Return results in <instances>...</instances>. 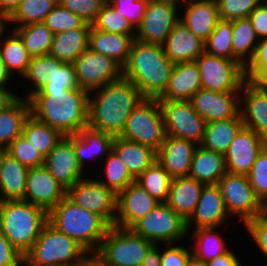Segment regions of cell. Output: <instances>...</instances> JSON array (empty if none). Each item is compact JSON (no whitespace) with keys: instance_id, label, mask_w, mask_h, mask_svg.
<instances>
[{"instance_id":"ac0fdd59","label":"cell","mask_w":267,"mask_h":266,"mask_svg":"<svg viewBox=\"0 0 267 266\" xmlns=\"http://www.w3.org/2000/svg\"><path fill=\"white\" fill-rule=\"evenodd\" d=\"M43 166L66 190L84 178L72 144V135L64 136L56 144L45 156Z\"/></svg>"},{"instance_id":"be15d7a7","label":"cell","mask_w":267,"mask_h":266,"mask_svg":"<svg viewBox=\"0 0 267 266\" xmlns=\"http://www.w3.org/2000/svg\"><path fill=\"white\" fill-rule=\"evenodd\" d=\"M6 86L7 85L0 84V112L7 109L19 98L18 94L9 90Z\"/></svg>"},{"instance_id":"44dd1931","label":"cell","mask_w":267,"mask_h":266,"mask_svg":"<svg viewBox=\"0 0 267 266\" xmlns=\"http://www.w3.org/2000/svg\"><path fill=\"white\" fill-rule=\"evenodd\" d=\"M228 216L230 217L219 186L217 184L205 185L194 212L186 221L188 233L191 231L190 227L192 228L194 223V230L210 227L219 228L223 226L222 224L226 225Z\"/></svg>"},{"instance_id":"ba28073f","label":"cell","mask_w":267,"mask_h":266,"mask_svg":"<svg viewBox=\"0 0 267 266\" xmlns=\"http://www.w3.org/2000/svg\"><path fill=\"white\" fill-rule=\"evenodd\" d=\"M119 137L149 146L157 152L165 138L158 98H144L128 117Z\"/></svg>"},{"instance_id":"f546056e","label":"cell","mask_w":267,"mask_h":266,"mask_svg":"<svg viewBox=\"0 0 267 266\" xmlns=\"http://www.w3.org/2000/svg\"><path fill=\"white\" fill-rule=\"evenodd\" d=\"M90 28L91 25L85 23L81 28L54 34L48 55L73 64L89 48Z\"/></svg>"},{"instance_id":"83f0119b","label":"cell","mask_w":267,"mask_h":266,"mask_svg":"<svg viewBox=\"0 0 267 266\" xmlns=\"http://www.w3.org/2000/svg\"><path fill=\"white\" fill-rule=\"evenodd\" d=\"M29 168L3 153L0 163V201L24 200Z\"/></svg>"},{"instance_id":"7dc6e473","label":"cell","mask_w":267,"mask_h":266,"mask_svg":"<svg viewBox=\"0 0 267 266\" xmlns=\"http://www.w3.org/2000/svg\"><path fill=\"white\" fill-rule=\"evenodd\" d=\"M44 24L53 34L81 28L85 22L73 12L57 3L45 17Z\"/></svg>"},{"instance_id":"6125c7cd","label":"cell","mask_w":267,"mask_h":266,"mask_svg":"<svg viewBox=\"0 0 267 266\" xmlns=\"http://www.w3.org/2000/svg\"><path fill=\"white\" fill-rule=\"evenodd\" d=\"M247 65H267V38L259 40L254 56Z\"/></svg>"},{"instance_id":"52a82bcc","label":"cell","mask_w":267,"mask_h":266,"mask_svg":"<svg viewBox=\"0 0 267 266\" xmlns=\"http://www.w3.org/2000/svg\"><path fill=\"white\" fill-rule=\"evenodd\" d=\"M154 244L131 229L111 226L97 252L92 256L100 266H141Z\"/></svg>"},{"instance_id":"e575fe53","label":"cell","mask_w":267,"mask_h":266,"mask_svg":"<svg viewBox=\"0 0 267 266\" xmlns=\"http://www.w3.org/2000/svg\"><path fill=\"white\" fill-rule=\"evenodd\" d=\"M243 126L241 114L234 118L206 123L202 147L223 155L228 151L236 133Z\"/></svg>"},{"instance_id":"db71d44e","label":"cell","mask_w":267,"mask_h":266,"mask_svg":"<svg viewBox=\"0 0 267 266\" xmlns=\"http://www.w3.org/2000/svg\"><path fill=\"white\" fill-rule=\"evenodd\" d=\"M107 0H58V3L92 25Z\"/></svg>"},{"instance_id":"74e56055","label":"cell","mask_w":267,"mask_h":266,"mask_svg":"<svg viewBox=\"0 0 267 266\" xmlns=\"http://www.w3.org/2000/svg\"><path fill=\"white\" fill-rule=\"evenodd\" d=\"M22 135L44 157L64 137L57 129L37 120L32 115L25 121Z\"/></svg>"},{"instance_id":"b9f144b4","label":"cell","mask_w":267,"mask_h":266,"mask_svg":"<svg viewBox=\"0 0 267 266\" xmlns=\"http://www.w3.org/2000/svg\"><path fill=\"white\" fill-rule=\"evenodd\" d=\"M58 3V0H21L15 10L7 17L15 27L43 22ZM16 23L18 24L16 26Z\"/></svg>"},{"instance_id":"ee69618b","label":"cell","mask_w":267,"mask_h":266,"mask_svg":"<svg viewBox=\"0 0 267 266\" xmlns=\"http://www.w3.org/2000/svg\"><path fill=\"white\" fill-rule=\"evenodd\" d=\"M58 62L59 60L50 55L31 57L27 72L22 78L29 80V84H32L30 89H33L29 90L30 93H26V96L20 95L19 97L29 99L33 94L41 90L44 85L49 83L50 76L48 74H51L53 65H56Z\"/></svg>"},{"instance_id":"4dcf8cb0","label":"cell","mask_w":267,"mask_h":266,"mask_svg":"<svg viewBox=\"0 0 267 266\" xmlns=\"http://www.w3.org/2000/svg\"><path fill=\"white\" fill-rule=\"evenodd\" d=\"M113 136L94 130L90 127L83 128L79 133L72 135V144L81 168H85V160L89 157L95 160L104 158L112 151Z\"/></svg>"},{"instance_id":"a7ac6f4b","label":"cell","mask_w":267,"mask_h":266,"mask_svg":"<svg viewBox=\"0 0 267 266\" xmlns=\"http://www.w3.org/2000/svg\"><path fill=\"white\" fill-rule=\"evenodd\" d=\"M186 266H206V262L197 259L194 255H191Z\"/></svg>"},{"instance_id":"7a4b0ae2","label":"cell","mask_w":267,"mask_h":266,"mask_svg":"<svg viewBox=\"0 0 267 266\" xmlns=\"http://www.w3.org/2000/svg\"><path fill=\"white\" fill-rule=\"evenodd\" d=\"M89 92L81 88L39 90L29 98L31 115L63 136L88 127Z\"/></svg>"},{"instance_id":"753ad0ef","label":"cell","mask_w":267,"mask_h":266,"mask_svg":"<svg viewBox=\"0 0 267 266\" xmlns=\"http://www.w3.org/2000/svg\"><path fill=\"white\" fill-rule=\"evenodd\" d=\"M5 151H6V150L0 148V163H1V160H2L3 153H4Z\"/></svg>"},{"instance_id":"34e18365","label":"cell","mask_w":267,"mask_h":266,"mask_svg":"<svg viewBox=\"0 0 267 266\" xmlns=\"http://www.w3.org/2000/svg\"><path fill=\"white\" fill-rule=\"evenodd\" d=\"M172 1H175L177 3H181L183 0H172ZM181 1V2H180Z\"/></svg>"},{"instance_id":"60d3db41","label":"cell","mask_w":267,"mask_h":266,"mask_svg":"<svg viewBox=\"0 0 267 266\" xmlns=\"http://www.w3.org/2000/svg\"><path fill=\"white\" fill-rule=\"evenodd\" d=\"M171 180L169 173L158 162H154L135 179V182L158 202L166 203Z\"/></svg>"},{"instance_id":"1f68e13d","label":"cell","mask_w":267,"mask_h":266,"mask_svg":"<svg viewBox=\"0 0 267 266\" xmlns=\"http://www.w3.org/2000/svg\"><path fill=\"white\" fill-rule=\"evenodd\" d=\"M112 150L135 179L156 162V151L151 147L121 137L114 138Z\"/></svg>"},{"instance_id":"9c48e42d","label":"cell","mask_w":267,"mask_h":266,"mask_svg":"<svg viewBox=\"0 0 267 266\" xmlns=\"http://www.w3.org/2000/svg\"><path fill=\"white\" fill-rule=\"evenodd\" d=\"M130 229L154 245L182 242L188 234L186 221L166 203L156 205Z\"/></svg>"},{"instance_id":"8fae6325","label":"cell","mask_w":267,"mask_h":266,"mask_svg":"<svg viewBox=\"0 0 267 266\" xmlns=\"http://www.w3.org/2000/svg\"><path fill=\"white\" fill-rule=\"evenodd\" d=\"M228 214H236L245 224L248 220L261 216L262 202L250 185L248 176L227 172L217 183Z\"/></svg>"},{"instance_id":"ffe728a7","label":"cell","mask_w":267,"mask_h":266,"mask_svg":"<svg viewBox=\"0 0 267 266\" xmlns=\"http://www.w3.org/2000/svg\"><path fill=\"white\" fill-rule=\"evenodd\" d=\"M66 193L67 190L44 166L29 169L24 201L49 212L66 196Z\"/></svg>"},{"instance_id":"836d02e7","label":"cell","mask_w":267,"mask_h":266,"mask_svg":"<svg viewBox=\"0 0 267 266\" xmlns=\"http://www.w3.org/2000/svg\"><path fill=\"white\" fill-rule=\"evenodd\" d=\"M31 115L29 99L19 97L7 109L0 112V148L7 147L22 134L25 121Z\"/></svg>"},{"instance_id":"5bb4252c","label":"cell","mask_w":267,"mask_h":266,"mask_svg":"<svg viewBox=\"0 0 267 266\" xmlns=\"http://www.w3.org/2000/svg\"><path fill=\"white\" fill-rule=\"evenodd\" d=\"M79 88L91 92L123 78V67L87 48L73 63Z\"/></svg>"},{"instance_id":"6da1fadb","label":"cell","mask_w":267,"mask_h":266,"mask_svg":"<svg viewBox=\"0 0 267 266\" xmlns=\"http://www.w3.org/2000/svg\"><path fill=\"white\" fill-rule=\"evenodd\" d=\"M144 98L141 91L124 78L89 92L88 127L119 137L128 117Z\"/></svg>"},{"instance_id":"003e7915","label":"cell","mask_w":267,"mask_h":266,"mask_svg":"<svg viewBox=\"0 0 267 266\" xmlns=\"http://www.w3.org/2000/svg\"><path fill=\"white\" fill-rule=\"evenodd\" d=\"M10 80L12 81L11 76L6 69V66L0 60V84L7 85V83H10Z\"/></svg>"},{"instance_id":"30bf717a","label":"cell","mask_w":267,"mask_h":266,"mask_svg":"<svg viewBox=\"0 0 267 266\" xmlns=\"http://www.w3.org/2000/svg\"><path fill=\"white\" fill-rule=\"evenodd\" d=\"M195 62L203 89L239 92L246 81L245 67L238 60L218 57L204 51Z\"/></svg>"},{"instance_id":"d4e9b609","label":"cell","mask_w":267,"mask_h":266,"mask_svg":"<svg viewBox=\"0 0 267 266\" xmlns=\"http://www.w3.org/2000/svg\"><path fill=\"white\" fill-rule=\"evenodd\" d=\"M162 46L166 57L174 64L195 61L205 51V42L181 20L174 25Z\"/></svg>"},{"instance_id":"94428289","label":"cell","mask_w":267,"mask_h":266,"mask_svg":"<svg viewBox=\"0 0 267 266\" xmlns=\"http://www.w3.org/2000/svg\"><path fill=\"white\" fill-rule=\"evenodd\" d=\"M240 258L236 256L230 248L222 255L216 256L214 259L206 262V266H242Z\"/></svg>"},{"instance_id":"e0dca14e","label":"cell","mask_w":267,"mask_h":266,"mask_svg":"<svg viewBox=\"0 0 267 266\" xmlns=\"http://www.w3.org/2000/svg\"><path fill=\"white\" fill-rule=\"evenodd\" d=\"M239 92H219L201 88L189 100L206 123L234 118L240 113Z\"/></svg>"},{"instance_id":"8c879c8a","label":"cell","mask_w":267,"mask_h":266,"mask_svg":"<svg viewBox=\"0 0 267 266\" xmlns=\"http://www.w3.org/2000/svg\"><path fill=\"white\" fill-rule=\"evenodd\" d=\"M84 266H100V265L91 258Z\"/></svg>"},{"instance_id":"603a6c76","label":"cell","mask_w":267,"mask_h":266,"mask_svg":"<svg viewBox=\"0 0 267 266\" xmlns=\"http://www.w3.org/2000/svg\"><path fill=\"white\" fill-rule=\"evenodd\" d=\"M240 94L242 103H240V114L243 126L255 131L267 141V89L260 88L246 80L241 87Z\"/></svg>"},{"instance_id":"e7e4bbea","label":"cell","mask_w":267,"mask_h":266,"mask_svg":"<svg viewBox=\"0 0 267 266\" xmlns=\"http://www.w3.org/2000/svg\"><path fill=\"white\" fill-rule=\"evenodd\" d=\"M158 245H153L146 253L141 266H161V248Z\"/></svg>"},{"instance_id":"89a4df30","label":"cell","mask_w":267,"mask_h":266,"mask_svg":"<svg viewBox=\"0 0 267 266\" xmlns=\"http://www.w3.org/2000/svg\"><path fill=\"white\" fill-rule=\"evenodd\" d=\"M6 23L9 24V22H8V18H7L6 16L0 15V43H1V40H2L1 37L4 36V35H2V34H3V32H5V29H7V28L5 27Z\"/></svg>"},{"instance_id":"d6a6232c","label":"cell","mask_w":267,"mask_h":266,"mask_svg":"<svg viewBox=\"0 0 267 266\" xmlns=\"http://www.w3.org/2000/svg\"><path fill=\"white\" fill-rule=\"evenodd\" d=\"M226 173L225 155L208 150L201 145L196 147L189 177L209 185L217 184Z\"/></svg>"},{"instance_id":"f5cc1de1","label":"cell","mask_w":267,"mask_h":266,"mask_svg":"<svg viewBox=\"0 0 267 266\" xmlns=\"http://www.w3.org/2000/svg\"><path fill=\"white\" fill-rule=\"evenodd\" d=\"M117 14L124 17L136 30L145 15L147 1L145 0H107Z\"/></svg>"},{"instance_id":"4fadbf2b","label":"cell","mask_w":267,"mask_h":266,"mask_svg":"<svg viewBox=\"0 0 267 266\" xmlns=\"http://www.w3.org/2000/svg\"><path fill=\"white\" fill-rule=\"evenodd\" d=\"M178 5L180 3L172 0L149 1L144 18L135 30V39L147 44L163 45L174 25L180 20L177 15Z\"/></svg>"},{"instance_id":"bcb514c9","label":"cell","mask_w":267,"mask_h":266,"mask_svg":"<svg viewBox=\"0 0 267 266\" xmlns=\"http://www.w3.org/2000/svg\"><path fill=\"white\" fill-rule=\"evenodd\" d=\"M92 25L96 29L109 33L135 35V29L128 20L117 14L114 8L107 2L102 6L96 21Z\"/></svg>"},{"instance_id":"f1b7e54d","label":"cell","mask_w":267,"mask_h":266,"mask_svg":"<svg viewBox=\"0 0 267 266\" xmlns=\"http://www.w3.org/2000/svg\"><path fill=\"white\" fill-rule=\"evenodd\" d=\"M134 39L135 35L109 33L96 29L91 25L89 48L101 55L108 56L124 67L128 61L131 44Z\"/></svg>"},{"instance_id":"f6af8a7d","label":"cell","mask_w":267,"mask_h":266,"mask_svg":"<svg viewBox=\"0 0 267 266\" xmlns=\"http://www.w3.org/2000/svg\"><path fill=\"white\" fill-rule=\"evenodd\" d=\"M232 33V21L220 19L205 41V52L233 60Z\"/></svg>"},{"instance_id":"03108f58","label":"cell","mask_w":267,"mask_h":266,"mask_svg":"<svg viewBox=\"0 0 267 266\" xmlns=\"http://www.w3.org/2000/svg\"><path fill=\"white\" fill-rule=\"evenodd\" d=\"M21 0H0V15L8 17Z\"/></svg>"},{"instance_id":"680465c9","label":"cell","mask_w":267,"mask_h":266,"mask_svg":"<svg viewBox=\"0 0 267 266\" xmlns=\"http://www.w3.org/2000/svg\"><path fill=\"white\" fill-rule=\"evenodd\" d=\"M248 18L258 39L267 38V1L264 0Z\"/></svg>"},{"instance_id":"681fc988","label":"cell","mask_w":267,"mask_h":266,"mask_svg":"<svg viewBox=\"0 0 267 266\" xmlns=\"http://www.w3.org/2000/svg\"><path fill=\"white\" fill-rule=\"evenodd\" d=\"M264 0H216L221 20L248 18Z\"/></svg>"},{"instance_id":"6f0895ef","label":"cell","mask_w":267,"mask_h":266,"mask_svg":"<svg viewBox=\"0 0 267 266\" xmlns=\"http://www.w3.org/2000/svg\"><path fill=\"white\" fill-rule=\"evenodd\" d=\"M22 256L0 230V266H23Z\"/></svg>"},{"instance_id":"5b68a950","label":"cell","mask_w":267,"mask_h":266,"mask_svg":"<svg viewBox=\"0 0 267 266\" xmlns=\"http://www.w3.org/2000/svg\"><path fill=\"white\" fill-rule=\"evenodd\" d=\"M47 222L48 212L39 206L24 200L0 201V230L22 256Z\"/></svg>"},{"instance_id":"7c38bea8","label":"cell","mask_w":267,"mask_h":266,"mask_svg":"<svg viewBox=\"0 0 267 266\" xmlns=\"http://www.w3.org/2000/svg\"><path fill=\"white\" fill-rule=\"evenodd\" d=\"M165 135L202 143L206 121L199 116L190 101L159 100Z\"/></svg>"},{"instance_id":"9f6ffc18","label":"cell","mask_w":267,"mask_h":266,"mask_svg":"<svg viewBox=\"0 0 267 266\" xmlns=\"http://www.w3.org/2000/svg\"><path fill=\"white\" fill-rule=\"evenodd\" d=\"M244 228L250 233L260 251L267 257V221L261 216L248 220Z\"/></svg>"},{"instance_id":"ab89813d","label":"cell","mask_w":267,"mask_h":266,"mask_svg":"<svg viewBox=\"0 0 267 266\" xmlns=\"http://www.w3.org/2000/svg\"><path fill=\"white\" fill-rule=\"evenodd\" d=\"M215 230L218 229L210 227L193 230L191 237H193L192 240H194L195 245L189 249L192 250V255L197 259L208 262L229 250L224 238H222L223 236Z\"/></svg>"},{"instance_id":"7bdbcfd3","label":"cell","mask_w":267,"mask_h":266,"mask_svg":"<svg viewBox=\"0 0 267 266\" xmlns=\"http://www.w3.org/2000/svg\"><path fill=\"white\" fill-rule=\"evenodd\" d=\"M105 160L104 176H106V180H100L98 178L97 180L110 189L115 195H118L129 184L135 182V178L130 174L126 165L113 150Z\"/></svg>"},{"instance_id":"4316f807","label":"cell","mask_w":267,"mask_h":266,"mask_svg":"<svg viewBox=\"0 0 267 266\" xmlns=\"http://www.w3.org/2000/svg\"><path fill=\"white\" fill-rule=\"evenodd\" d=\"M204 183L191 177L173 178L166 204L187 221L200 199Z\"/></svg>"},{"instance_id":"cb8c5ba5","label":"cell","mask_w":267,"mask_h":266,"mask_svg":"<svg viewBox=\"0 0 267 266\" xmlns=\"http://www.w3.org/2000/svg\"><path fill=\"white\" fill-rule=\"evenodd\" d=\"M184 6L186 9L180 20L195 36L205 42L220 20L216 0H183L180 8Z\"/></svg>"},{"instance_id":"11a10c76","label":"cell","mask_w":267,"mask_h":266,"mask_svg":"<svg viewBox=\"0 0 267 266\" xmlns=\"http://www.w3.org/2000/svg\"><path fill=\"white\" fill-rule=\"evenodd\" d=\"M166 250L161 251V266H186L187 261L192 255V250H189L183 245L168 244Z\"/></svg>"},{"instance_id":"816d5d0a","label":"cell","mask_w":267,"mask_h":266,"mask_svg":"<svg viewBox=\"0 0 267 266\" xmlns=\"http://www.w3.org/2000/svg\"><path fill=\"white\" fill-rule=\"evenodd\" d=\"M247 176L253 191L263 203L267 199V145L258 154Z\"/></svg>"},{"instance_id":"277c9868","label":"cell","mask_w":267,"mask_h":266,"mask_svg":"<svg viewBox=\"0 0 267 266\" xmlns=\"http://www.w3.org/2000/svg\"><path fill=\"white\" fill-rule=\"evenodd\" d=\"M48 222L74 239L91 256L97 252L111 227L101 216L76 205L67 196L48 212Z\"/></svg>"},{"instance_id":"8d00e7d4","label":"cell","mask_w":267,"mask_h":266,"mask_svg":"<svg viewBox=\"0 0 267 266\" xmlns=\"http://www.w3.org/2000/svg\"><path fill=\"white\" fill-rule=\"evenodd\" d=\"M7 37L3 38L0 43V60L6 66L10 76L15 71L23 77L27 72L31 56L20 36L13 29Z\"/></svg>"},{"instance_id":"2644e50d","label":"cell","mask_w":267,"mask_h":266,"mask_svg":"<svg viewBox=\"0 0 267 266\" xmlns=\"http://www.w3.org/2000/svg\"><path fill=\"white\" fill-rule=\"evenodd\" d=\"M261 217L267 221V199L262 203Z\"/></svg>"},{"instance_id":"c3c4849f","label":"cell","mask_w":267,"mask_h":266,"mask_svg":"<svg viewBox=\"0 0 267 266\" xmlns=\"http://www.w3.org/2000/svg\"><path fill=\"white\" fill-rule=\"evenodd\" d=\"M6 152L29 169L44 165L45 157L22 134L10 143Z\"/></svg>"},{"instance_id":"7402d4cb","label":"cell","mask_w":267,"mask_h":266,"mask_svg":"<svg viewBox=\"0 0 267 266\" xmlns=\"http://www.w3.org/2000/svg\"><path fill=\"white\" fill-rule=\"evenodd\" d=\"M198 145L190 140L165 135L156 152L158 162L173 178L188 177L193 155Z\"/></svg>"},{"instance_id":"484cf974","label":"cell","mask_w":267,"mask_h":266,"mask_svg":"<svg viewBox=\"0 0 267 266\" xmlns=\"http://www.w3.org/2000/svg\"><path fill=\"white\" fill-rule=\"evenodd\" d=\"M201 88L195 61L174 64L167 88L158 100L189 101Z\"/></svg>"},{"instance_id":"8992f818","label":"cell","mask_w":267,"mask_h":266,"mask_svg":"<svg viewBox=\"0 0 267 266\" xmlns=\"http://www.w3.org/2000/svg\"><path fill=\"white\" fill-rule=\"evenodd\" d=\"M92 256L49 222L24 256V266H84Z\"/></svg>"},{"instance_id":"91938a15","label":"cell","mask_w":267,"mask_h":266,"mask_svg":"<svg viewBox=\"0 0 267 266\" xmlns=\"http://www.w3.org/2000/svg\"><path fill=\"white\" fill-rule=\"evenodd\" d=\"M245 76L252 84L267 89V65H246Z\"/></svg>"},{"instance_id":"d6986e66","label":"cell","mask_w":267,"mask_h":266,"mask_svg":"<svg viewBox=\"0 0 267 266\" xmlns=\"http://www.w3.org/2000/svg\"><path fill=\"white\" fill-rule=\"evenodd\" d=\"M159 203L136 182L129 184L117 195L114 226L130 229Z\"/></svg>"},{"instance_id":"d590c367","label":"cell","mask_w":267,"mask_h":266,"mask_svg":"<svg viewBox=\"0 0 267 266\" xmlns=\"http://www.w3.org/2000/svg\"><path fill=\"white\" fill-rule=\"evenodd\" d=\"M233 60H238L244 67L253 58L259 42L249 18L232 20Z\"/></svg>"},{"instance_id":"3957f363","label":"cell","mask_w":267,"mask_h":266,"mask_svg":"<svg viewBox=\"0 0 267 266\" xmlns=\"http://www.w3.org/2000/svg\"><path fill=\"white\" fill-rule=\"evenodd\" d=\"M173 66L162 45L134 39L123 78L131 81L145 98H159L167 88Z\"/></svg>"},{"instance_id":"f35d334b","label":"cell","mask_w":267,"mask_h":266,"mask_svg":"<svg viewBox=\"0 0 267 266\" xmlns=\"http://www.w3.org/2000/svg\"><path fill=\"white\" fill-rule=\"evenodd\" d=\"M12 28L20 36L31 57L48 55L54 34L44 22Z\"/></svg>"},{"instance_id":"f907efd6","label":"cell","mask_w":267,"mask_h":266,"mask_svg":"<svg viewBox=\"0 0 267 266\" xmlns=\"http://www.w3.org/2000/svg\"><path fill=\"white\" fill-rule=\"evenodd\" d=\"M48 75L50 81L41 90H68L79 87L73 64L59 61L53 65V71Z\"/></svg>"},{"instance_id":"2e32d148","label":"cell","mask_w":267,"mask_h":266,"mask_svg":"<svg viewBox=\"0 0 267 266\" xmlns=\"http://www.w3.org/2000/svg\"><path fill=\"white\" fill-rule=\"evenodd\" d=\"M266 145L267 141L258 133L242 126L225 154L227 172L247 176Z\"/></svg>"},{"instance_id":"9a60e30c","label":"cell","mask_w":267,"mask_h":266,"mask_svg":"<svg viewBox=\"0 0 267 266\" xmlns=\"http://www.w3.org/2000/svg\"><path fill=\"white\" fill-rule=\"evenodd\" d=\"M66 196L76 205L101 216L110 226L115 224L117 195L97 179L79 180L67 190Z\"/></svg>"}]
</instances>
